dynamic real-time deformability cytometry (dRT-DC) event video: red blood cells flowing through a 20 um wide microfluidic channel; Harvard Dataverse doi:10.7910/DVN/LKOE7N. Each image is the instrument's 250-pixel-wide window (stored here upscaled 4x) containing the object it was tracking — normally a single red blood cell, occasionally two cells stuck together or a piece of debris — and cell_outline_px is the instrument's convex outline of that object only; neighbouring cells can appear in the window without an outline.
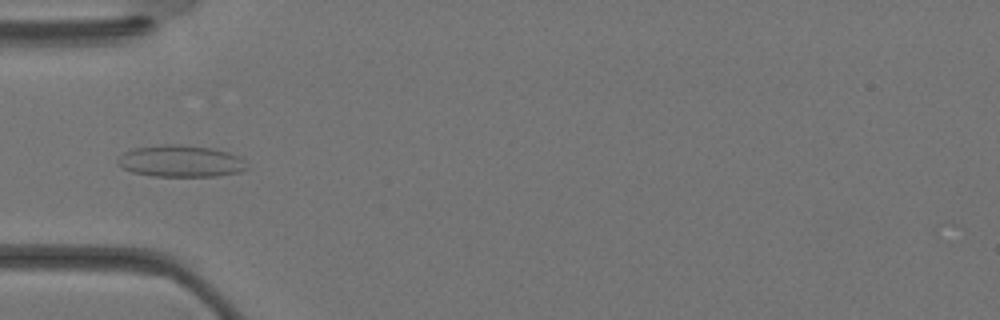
{"species": "Egyptian fruit bat (a non-hibernating species)", "species_latin": "Rousettus aegyptiacus", "temperature_condition": "warm", "stored_images_in_passage": 36, "camera_frame_rate_fps": 3000, "um_per_image_px": 0.085, "animal": {"sex": "female"}, "frame": {"image": 1, "passage_image": 12, "time_ms": 3.667, "image_size_px": [1000, 320], "cell_outline_px": [[248, 168], [240, 172], [216, 176], [152, 176], [132, 172], [124, 168], [116, 160], [124, 152], [132, 148], [164, 144], [180, 144], [212, 148], [228, 152], [240, 156], [244, 160]], "centroid_in_image_um": [15.38, 13.69], "position_along_channel_um": 69.6, "area_um2": 23.99}}
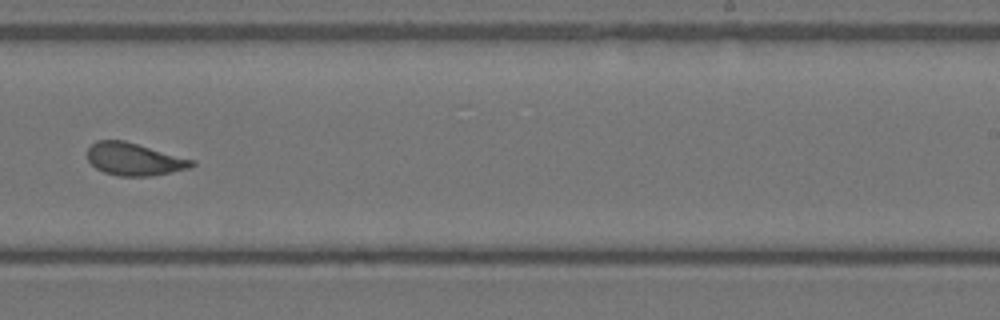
{"frame": {"image": 2, "passage_image": 23, "time_ms": 7.333, "image_size_px": [1000, 320], "cell_outline_px": [[196, 164], [192, 168], [152, 176], [120, 176], [104, 172], [96, 168], [88, 160], [88, 148], [96, 140], [124, 140], [196, 160]], "centroid_in_image_um": [11.45, 13.53], "position_along_channel_um": 277.5, "area_um2": 19.94}}
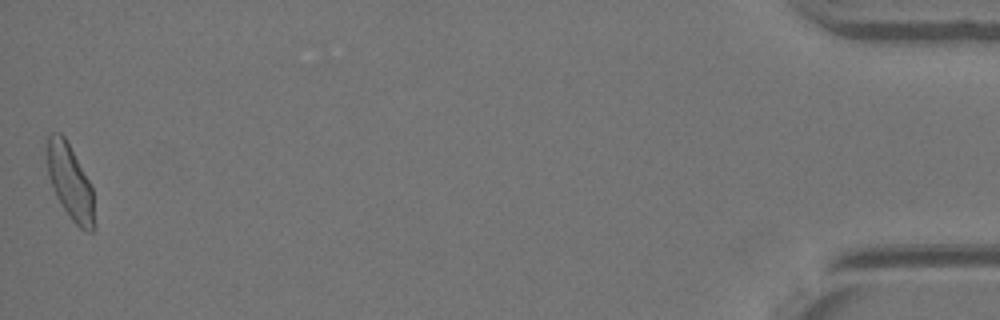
{"frame": {"image": 3, "passage_image": 36, "time_ms": 11.667, "image_size_px": [1000, 320], "cell_outline_px": [[92, 232], [88, 232], [80, 228], [72, 220], [56, 196], [48, 176], [48, 136], [52, 132], [60, 132], [64, 136], [88, 180], [92, 188]], "centroid_in_image_um": [5.93, 15.44], "position_along_channel_um": 429.3, "area_um2": 19.65}}